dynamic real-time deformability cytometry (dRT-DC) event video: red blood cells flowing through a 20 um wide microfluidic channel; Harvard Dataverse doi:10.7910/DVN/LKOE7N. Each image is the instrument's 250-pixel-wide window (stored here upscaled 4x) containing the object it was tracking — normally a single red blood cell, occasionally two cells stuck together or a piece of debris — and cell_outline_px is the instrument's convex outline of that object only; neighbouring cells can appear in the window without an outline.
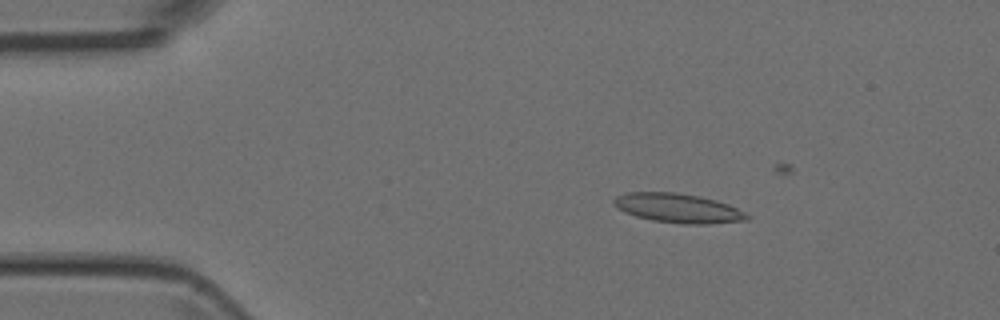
{"species": "Egyptian fruit bat (a non-hibernating species)", "species_latin": "Rousettus aegyptiacus", "temperature_condition": "room temperature", "stored_images_in_passage": 15, "camera_frame_rate_fps": 3000, "um_per_image_px": 0.085, "animal": {"sex": "female"}, "frame": {"image": 1, "passage_image": 8, "time_ms": 2.333, "image_size_px": [1000, 320], "cell_outline_px": [[752, 216], [748, 220], [708, 224], [684, 224], [652, 220], [636, 216], [624, 212], [612, 200], [616, 196], [628, 192], [676, 192], [700, 196], [716, 200], [728, 204]], "centroid_in_image_um": [57.67, 17.69], "position_along_channel_um": 27.3, "area_um2": 22.66}}